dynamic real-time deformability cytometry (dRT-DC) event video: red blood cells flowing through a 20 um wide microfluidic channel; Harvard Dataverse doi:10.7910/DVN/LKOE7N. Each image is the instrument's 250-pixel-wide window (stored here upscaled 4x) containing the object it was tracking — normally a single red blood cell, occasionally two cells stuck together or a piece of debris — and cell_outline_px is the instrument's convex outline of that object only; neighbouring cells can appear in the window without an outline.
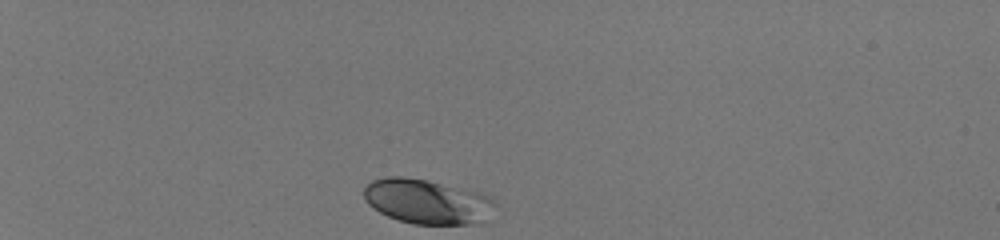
{"species": "human", "species_latin": "Homo sapiens", "temperature_condition": "room temperature", "stored_images_in_passage": 34, "camera_frame_rate_fps": 3000, "um_per_image_px": 0.085, "donor": {"sex": "male"}, "frame": {"image": 1, "passage_image": 1, "time_ms": 0.0, "image_size_px": [1000, 240], "cell_outline_px": [[500, 204], [472, 224], [412, 224], [388, 216], [380, 212], [368, 204], [364, 200], [364, 188], [372, 180], [384, 176], [404, 176], [428, 180], [480, 192], [488, 196]], "centroid_in_image_um": [36.26, 17.1], "position_along_channel_um": 48.7, "area_um2": 33.99}}
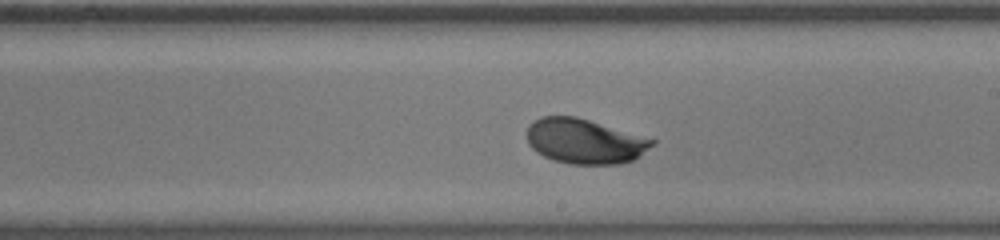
{"frame": {"image": 2, "passage_image": 20, "time_ms": 6.333, "image_size_px": [1000, 240], "cell_outline_px": [[656, 144], [640, 156], [632, 160], [620, 164], [572, 164], [552, 160], [536, 152], [528, 144], [528, 124], [532, 120], [540, 116], [576, 116], [656, 140]], "centroid_in_image_um": [49.69, 12.0], "position_along_channel_um": 239.3, "area_um2": 32.89}}
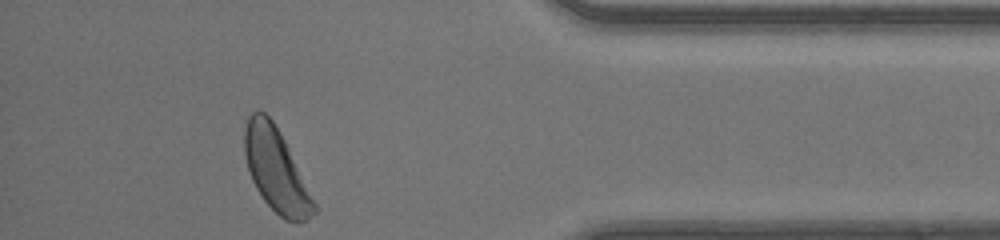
{"frame": {"image": 3, "passage_image": 34, "time_ms": 11.0, "image_size_px": [1000, 240], "cell_outline_px": [[316, 212], [304, 220], [296, 224], [284, 220], [264, 200], [256, 188], [252, 180], [244, 156], [244, 128], [248, 116], [252, 112], [264, 112], [272, 120], [284, 140], [316, 204]], "centroid_in_image_um": [23.44, 14.47], "position_along_channel_um": 411.8, "area_um2": 33.12}, "authors_computed_cell_mechanics": {"area_um2": 32.657, "velocity_mm_per_s": 4.135, "shape_relaxation_time_tau1_ms": 1.6785, "shape_relaxation_time_tau2_ms": null, "deformation_change_tau1": 0.1204, "deformation_change_tau2": null}}